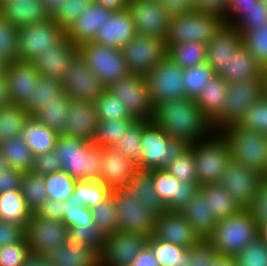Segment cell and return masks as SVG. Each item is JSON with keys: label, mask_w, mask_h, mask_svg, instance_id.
I'll return each instance as SVG.
<instances>
[{"label": "cell", "mask_w": 267, "mask_h": 266, "mask_svg": "<svg viewBox=\"0 0 267 266\" xmlns=\"http://www.w3.org/2000/svg\"><path fill=\"white\" fill-rule=\"evenodd\" d=\"M93 2L113 11H120L127 8L129 0H93Z\"/></svg>", "instance_id": "cell-72"}, {"label": "cell", "mask_w": 267, "mask_h": 266, "mask_svg": "<svg viewBox=\"0 0 267 266\" xmlns=\"http://www.w3.org/2000/svg\"><path fill=\"white\" fill-rule=\"evenodd\" d=\"M218 132L228 144L231 160L265 176L267 173L266 135L244 129L238 124L223 127Z\"/></svg>", "instance_id": "cell-4"}, {"label": "cell", "mask_w": 267, "mask_h": 266, "mask_svg": "<svg viewBox=\"0 0 267 266\" xmlns=\"http://www.w3.org/2000/svg\"><path fill=\"white\" fill-rule=\"evenodd\" d=\"M234 258L238 266H267V244L258 237Z\"/></svg>", "instance_id": "cell-57"}, {"label": "cell", "mask_w": 267, "mask_h": 266, "mask_svg": "<svg viewBox=\"0 0 267 266\" xmlns=\"http://www.w3.org/2000/svg\"><path fill=\"white\" fill-rule=\"evenodd\" d=\"M47 257L53 266H100L98 251L69 239Z\"/></svg>", "instance_id": "cell-31"}, {"label": "cell", "mask_w": 267, "mask_h": 266, "mask_svg": "<svg viewBox=\"0 0 267 266\" xmlns=\"http://www.w3.org/2000/svg\"><path fill=\"white\" fill-rule=\"evenodd\" d=\"M159 3L171 17L195 11L194 0H159Z\"/></svg>", "instance_id": "cell-70"}, {"label": "cell", "mask_w": 267, "mask_h": 266, "mask_svg": "<svg viewBox=\"0 0 267 266\" xmlns=\"http://www.w3.org/2000/svg\"><path fill=\"white\" fill-rule=\"evenodd\" d=\"M32 214L20 189L0 193V220L25 228Z\"/></svg>", "instance_id": "cell-37"}, {"label": "cell", "mask_w": 267, "mask_h": 266, "mask_svg": "<svg viewBox=\"0 0 267 266\" xmlns=\"http://www.w3.org/2000/svg\"><path fill=\"white\" fill-rule=\"evenodd\" d=\"M23 237L22 226L0 220V247L19 242Z\"/></svg>", "instance_id": "cell-69"}, {"label": "cell", "mask_w": 267, "mask_h": 266, "mask_svg": "<svg viewBox=\"0 0 267 266\" xmlns=\"http://www.w3.org/2000/svg\"><path fill=\"white\" fill-rule=\"evenodd\" d=\"M180 182L198 183L193 150L188 146L166 168Z\"/></svg>", "instance_id": "cell-54"}, {"label": "cell", "mask_w": 267, "mask_h": 266, "mask_svg": "<svg viewBox=\"0 0 267 266\" xmlns=\"http://www.w3.org/2000/svg\"><path fill=\"white\" fill-rule=\"evenodd\" d=\"M0 152L9 167L23 172H31L34 154L21 135L0 142Z\"/></svg>", "instance_id": "cell-38"}, {"label": "cell", "mask_w": 267, "mask_h": 266, "mask_svg": "<svg viewBox=\"0 0 267 266\" xmlns=\"http://www.w3.org/2000/svg\"><path fill=\"white\" fill-rule=\"evenodd\" d=\"M210 266H238L235 258L217 256Z\"/></svg>", "instance_id": "cell-75"}, {"label": "cell", "mask_w": 267, "mask_h": 266, "mask_svg": "<svg viewBox=\"0 0 267 266\" xmlns=\"http://www.w3.org/2000/svg\"><path fill=\"white\" fill-rule=\"evenodd\" d=\"M152 237L188 249L200 240L192 226L176 211H164L156 215Z\"/></svg>", "instance_id": "cell-23"}, {"label": "cell", "mask_w": 267, "mask_h": 266, "mask_svg": "<svg viewBox=\"0 0 267 266\" xmlns=\"http://www.w3.org/2000/svg\"><path fill=\"white\" fill-rule=\"evenodd\" d=\"M130 266H160L151 248L146 244Z\"/></svg>", "instance_id": "cell-71"}, {"label": "cell", "mask_w": 267, "mask_h": 266, "mask_svg": "<svg viewBox=\"0 0 267 266\" xmlns=\"http://www.w3.org/2000/svg\"><path fill=\"white\" fill-rule=\"evenodd\" d=\"M190 266H210L218 254L207 239H200L189 248Z\"/></svg>", "instance_id": "cell-62"}, {"label": "cell", "mask_w": 267, "mask_h": 266, "mask_svg": "<svg viewBox=\"0 0 267 266\" xmlns=\"http://www.w3.org/2000/svg\"><path fill=\"white\" fill-rule=\"evenodd\" d=\"M110 195L117 207L119 230L151 237L156 214L137 200L127 188L111 189Z\"/></svg>", "instance_id": "cell-10"}, {"label": "cell", "mask_w": 267, "mask_h": 266, "mask_svg": "<svg viewBox=\"0 0 267 266\" xmlns=\"http://www.w3.org/2000/svg\"><path fill=\"white\" fill-rule=\"evenodd\" d=\"M23 266H53L49 258L44 255L30 254Z\"/></svg>", "instance_id": "cell-74"}, {"label": "cell", "mask_w": 267, "mask_h": 266, "mask_svg": "<svg viewBox=\"0 0 267 266\" xmlns=\"http://www.w3.org/2000/svg\"><path fill=\"white\" fill-rule=\"evenodd\" d=\"M20 190L32 212L48 198L43 176L33 172L24 173Z\"/></svg>", "instance_id": "cell-47"}, {"label": "cell", "mask_w": 267, "mask_h": 266, "mask_svg": "<svg viewBox=\"0 0 267 266\" xmlns=\"http://www.w3.org/2000/svg\"><path fill=\"white\" fill-rule=\"evenodd\" d=\"M10 99L8 95V83L5 73L0 74V108L8 106Z\"/></svg>", "instance_id": "cell-73"}, {"label": "cell", "mask_w": 267, "mask_h": 266, "mask_svg": "<svg viewBox=\"0 0 267 266\" xmlns=\"http://www.w3.org/2000/svg\"><path fill=\"white\" fill-rule=\"evenodd\" d=\"M149 120H136L125 131L120 141L115 145L122 155L131 159L135 164L141 160L142 148L141 137L143 128L149 123Z\"/></svg>", "instance_id": "cell-45"}, {"label": "cell", "mask_w": 267, "mask_h": 266, "mask_svg": "<svg viewBox=\"0 0 267 266\" xmlns=\"http://www.w3.org/2000/svg\"><path fill=\"white\" fill-rule=\"evenodd\" d=\"M65 205L66 211L63 222L68 228L93 222V214L91 209L87 207L76 206L70 198L65 200Z\"/></svg>", "instance_id": "cell-64"}, {"label": "cell", "mask_w": 267, "mask_h": 266, "mask_svg": "<svg viewBox=\"0 0 267 266\" xmlns=\"http://www.w3.org/2000/svg\"><path fill=\"white\" fill-rule=\"evenodd\" d=\"M129 73L145 76L168 53L165 40L137 34L122 49Z\"/></svg>", "instance_id": "cell-13"}, {"label": "cell", "mask_w": 267, "mask_h": 266, "mask_svg": "<svg viewBox=\"0 0 267 266\" xmlns=\"http://www.w3.org/2000/svg\"><path fill=\"white\" fill-rule=\"evenodd\" d=\"M238 125L267 136V94L247 108Z\"/></svg>", "instance_id": "cell-52"}, {"label": "cell", "mask_w": 267, "mask_h": 266, "mask_svg": "<svg viewBox=\"0 0 267 266\" xmlns=\"http://www.w3.org/2000/svg\"><path fill=\"white\" fill-rule=\"evenodd\" d=\"M78 49L90 70L95 73L105 88L130 74L121 49L96 42L83 43Z\"/></svg>", "instance_id": "cell-9"}, {"label": "cell", "mask_w": 267, "mask_h": 266, "mask_svg": "<svg viewBox=\"0 0 267 266\" xmlns=\"http://www.w3.org/2000/svg\"><path fill=\"white\" fill-rule=\"evenodd\" d=\"M59 133L39 123L33 116L24 124L21 136L34 155L54 150Z\"/></svg>", "instance_id": "cell-36"}, {"label": "cell", "mask_w": 267, "mask_h": 266, "mask_svg": "<svg viewBox=\"0 0 267 266\" xmlns=\"http://www.w3.org/2000/svg\"><path fill=\"white\" fill-rule=\"evenodd\" d=\"M259 237L267 244V223L259 227Z\"/></svg>", "instance_id": "cell-78"}, {"label": "cell", "mask_w": 267, "mask_h": 266, "mask_svg": "<svg viewBox=\"0 0 267 266\" xmlns=\"http://www.w3.org/2000/svg\"><path fill=\"white\" fill-rule=\"evenodd\" d=\"M223 25L220 17L199 11L172 16L165 39L167 50L177 43L192 41L207 45Z\"/></svg>", "instance_id": "cell-7"}, {"label": "cell", "mask_w": 267, "mask_h": 266, "mask_svg": "<svg viewBox=\"0 0 267 266\" xmlns=\"http://www.w3.org/2000/svg\"><path fill=\"white\" fill-rule=\"evenodd\" d=\"M264 94L263 76L229 83L223 109L212 121L215 131L218 132L223 127L238 124L247 108Z\"/></svg>", "instance_id": "cell-8"}, {"label": "cell", "mask_w": 267, "mask_h": 266, "mask_svg": "<svg viewBox=\"0 0 267 266\" xmlns=\"http://www.w3.org/2000/svg\"><path fill=\"white\" fill-rule=\"evenodd\" d=\"M62 171L61 160L54 150L34 155V163L31 172L36 175H47Z\"/></svg>", "instance_id": "cell-63"}, {"label": "cell", "mask_w": 267, "mask_h": 266, "mask_svg": "<svg viewBox=\"0 0 267 266\" xmlns=\"http://www.w3.org/2000/svg\"><path fill=\"white\" fill-rule=\"evenodd\" d=\"M229 83L216 74L197 97L196 104L212 122L222 111Z\"/></svg>", "instance_id": "cell-35"}, {"label": "cell", "mask_w": 267, "mask_h": 266, "mask_svg": "<svg viewBox=\"0 0 267 266\" xmlns=\"http://www.w3.org/2000/svg\"><path fill=\"white\" fill-rule=\"evenodd\" d=\"M106 89L122 101L131 117L153 121L155 106L144 76L130 73Z\"/></svg>", "instance_id": "cell-11"}, {"label": "cell", "mask_w": 267, "mask_h": 266, "mask_svg": "<svg viewBox=\"0 0 267 266\" xmlns=\"http://www.w3.org/2000/svg\"><path fill=\"white\" fill-rule=\"evenodd\" d=\"M47 197L56 201H65L72 196L77 179L64 171H58L43 176Z\"/></svg>", "instance_id": "cell-46"}, {"label": "cell", "mask_w": 267, "mask_h": 266, "mask_svg": "<svg viewBox=\"0 0 267 266\" xmlns=\"http://www.w3.org/2000/svg\"><path fill=\"white\" fill-rule=\"evenodd\" d=\"M17 35L18 28L0 14V57L6 63L19 59Z\"/></svg>", "instance_id": "cell-55"}, {"label": "cell", "mask_w": 267, "mask_h": 266, "mask_svg": "<svg viewBox=\"0 0 267 266\" xmlns=\"http://www.w3.org/2000/svg\"><path fill=\"white\" fill-rule=\"evenodd\" d=\"M127 189L132 192L137 200L142 201L144 206L156 215L166 211L165 206L155 191L152 170L137 168Z\"/></svg>", "instance_id": "cell-33"}, {"label": "cell", "mask_w": 267, "mask_h": 266, "mask_svg": "<svg viewBox=\"0 0 267 266\" xmlns=\"http://www.w3.org/2000/svg\"><path fill=\"white\" fill-rule=\"evenodd\" d=\"M242 44L262 67L267 64V24L246 31L242 35Z\"/></svg>", "instance_id": "cell-53"}, {"label": "cell", "mask_w": 267, "mask_h": 266, "mask_svg": "<svg viewBox=\"0 0 267 266\" xmlns=\"http://www.w3.org/2000/svg\"><path fill=\"white\" fill-rule=\"evenodd\" d=\"M65 29L52 18L39 24L18 28L17 48L19 60L33 61L51 46H58L64 39Z\"/></svg>", "instance_id": "cell-12"}, {"label": "cell", "mask_w": 267, "mask_h": 266, "mask_svg": "<svg viewBox=\"0 0 267 266\" xmlns=\"http://www.w3.org/2000/svg\"><path fill=\"white\" fill-rule=\"evenodd\" d=\"M78 53V46L66 37L58 46H51V50L42 52L32 62L41 76L60 80L63 72Z\"/></svg>", "instance_id": "cell-28"}, {"label": "cell", "mask_w": 267, "mask_h": 266, "mask_svg": "<svg viewBox=\"0 0 267 266\" xmlns=\"http://www.w3.org/2000/svg\"><path fill=\"white\" fill-rule=\"evenodd\" d=\"M30 254L24 236L19 242L0 247V266H23Z\"/></svg>", "instance_id": "cell-59"}, {"label": "cell", "mask_w": 267, "mask_h": 266, "mask_svg": "<svg viewBox=\"0 0 267 266\" xmlns=\"http://www.w3.org/2000/svg\"><path fill=\"white\" fill-rule=\"evenodd\" d=\"M105 236L94 222L68 228V239L70 241L81 243L99 253L103 249Z\"/></svg>", "instance_id": "cell-49"}, {"label": "cell", "mask_w": 267, "mask_h": 266, "mask_svg": "<svg viewBox=\"0 0 267 266\" xmlns=\"http://www.w3.org/2000/svg\"><path fill=\"white\" fill-rule=\"evenodd\" d=\"M147 245L151 248L160 266H175L188 249L152 236L148 238Z\"/></svg>", "instance_id": "cell-56"}, {"label": "cell", "mask_w": 267, "mask_h": 266, "mask_svg": "<svg viewBox=\"0 0 267 266\" xmlns=\"http://www.w3.org/2000/svg\"><path fill=\"white\" fill-rule=\"evenodd\" d=\"M154 188L166 211L180 212L199 191L198 183L180 182L166 169H152Z\"/></svg>", "instance_id": "cell-20"}, {"label": "cell", "mask_w": 267, "mask_h": 266, "mask_svg": "<svg viewBox=\"0 0 267 266\" xmlns=\"http://www.w3.org/2000/svg\"><path fill=\"white\" fill-rule=\"evenodd\" d=\"M0 14L16 28L39 24L51 18V14L40 0L0 1Z\"/></svg>", "instance_id": "cell-29"}, {"label": "cell", "mask_w": 267, "mask_h": 266, "mask_svg": "<svg viewBox=\"0 0 267 266\" xmlns=\"http://www.w3.org/2000/svg\"><path fill=\"white\" fill-rule=\"evenodd\" d=\"M137 32L129 10L113 11L104 25L99 28L93 42L107 47L122 49Z\"/></svg>", "instance_id": "cell-26"}, {"label": "cell", "mask_w": 267, "mask_h": 266, "mask_svg": "<svg viewBox=\"0 0 267 266\" xmlns=\"http://www.w3.org/2000/svg\"><path fill=\"white\" fill-rule=\"evenodd\" d=\"M183 70L166 56L144 77L154 106L167 101L185 97Z\"/></svg>", "instance_id": "cell-14"}, {"label": "cell", "mask_w": 267, "mask_h": 266, "mask_svg": "<svg viewBox=\"0 0 267 266\" xmlns=\"http://www.w3.org/2000/svg\"><path fill=\"white\" fill-rule=\"evenodd\" d=\"M110 195V189L101 181L77 180L70 197L76 206L92 209Z\"/></svg>", "instance_id": "cell-41"}, {"label": "cell", "mask_w": 267, "mask_h": 266, "mask_svg": "<svg viewBox=\"0 0 267 266\" xmlns=\"http://www.w3.org/2000/svg\"><path fill=\"white\" fill-rule=\"evenodd\" d=\"M8 164L6 160L4 159L3 155L0 152V173L5 171L8 168Z\"/></svg>", "instance_id": "cell-80"}, {"label": "cell", "mask_w": 267, "mask_h": 266, "mask_svg": "<svg viewBox=\"0 0 267 266\" xmlns=\"http://www.w3.org/2000/svg\"><path fill=\"white\" fill-rule=\"evenodd\" d=\"M188 146L182 140L171 139L161 127L150 121L142 131V154L137 168L166 169Z\"/></svg>", "instance_id": "cell-5"}, {"label": "cell", "mask_w": 267, "mask_h": 266, "mask_svg": "<svg viewBox=\"0 0 267 266\" xmlns=\"http://www.w3.org/2000/svg\"><path fill=\"white\" fill-rule=\"evenodd\" d=\"M93 222L105 234L110 235L119 230L117 207L109 195L104 201L91 209Z\"/></svg>", "instance_id": "cell-48"}, {"label": "cell", "mask_w": 267, "mask_h": 266, "mask_svg": "<svg viewBox=\"0 0 267 266\" xmlns=\"http://www.w3.org/2000/svg\"><path fill=\"white\" fill-rule=\"evenodd\" d=\"M70 102H50L45 104L33 117L44 126L62 132V127L68 116V107Z\"/></svg>", "instance_id": "cell-50"}, {"label": "cell", "mask_w": 267, "mask_h": 266, "mask_svg": "<svg viewBox=\"0 0 267 266\" xmlns=\"http://www.w3.org/2000/svg\"><path fill=\"white\" fill-rule=\"evenodd\" d=\"M60 82L70 100L95 102L106 89L95 73L90 70L80 53L63 72Z\"/></svg>", "instance_id": "cell-15"}, {"label": "cell", "mask_w": 267, "mask_h": 266, "mask_svg": "<svg viewBox=\"0 0 267 266\" xmlns=\"http://www.w3.org/2000/svg\"><path fill=\"white\" fill-rule=\"evenodd\" d=\"M262 71V65H260L249 50L242 45L234 55L230 57L226 66H223L217 74L226 82L233 83L263 76Z\"/></svg>", "instance_id": "cell-32"}, {"label": "cell", "mask_w": 267, "mask_h": 266, "mask_svg": "<svg viewBox=\"0 0 267 266\" xmlns=\"http://www.w3.org/2000/svg\"><path fill=\"white\" fill-rule=\"evenodd\" d=\"M67 116L60 134L93 142L99 122L94 102L70 100Z\"/></svg>", "instance_id": "cell-22"}, {"label": "cell", "mask_w": 267, "mask_h": 266, "mask_svg": "<svg viewBox=\"0 0 267 266\" xmlns=\"http://www.w3.org/2000/svg\"><path fill=\"white\" fill-rule=\"evenodd\" d=\"M54 152L61 160L62 171L77 180H100L102 148L85 140L58 135Z\"/></svg>", "instance_id": "cell-2"}, {"label": "cell", "mask_w": 267, "mask_h": 266, "mask_svg": "<svg viewBox=\"0 0 267 266\" xmlns=\"http://www.w3.org/2000/svg\"><path fill=\"white\" fill-rule=\"evenodd\" d=\"M135 121L134 118L99 121L93 144L101 148H114Z\"/></svg>", "instance_id": "cell-43"}, {"label": "cell", "mask_w": 267, "mask_h": 266, "mask_svg": "<svg viewBox=\"0 0 267 266\" xmlns=\"http://www.w3.org/2000/svg\"><path fill=\"white\" fill-rule=\"evenodd\" d=\"M25 172L8 167L0 173V193L19 190Z\"/></svg>", "instance_id": "cell-68"}, {"label": "cell", "mask_w": 267, "mask_h": 266, "mask_svg": "<svg viewBox=\"0 0 267 266\" xmlns=\"http://www.w3.org/2000/svg\"><path fill=\"white\" fill-rule=\"evenodd\" d=\"M189 147L193 150L199 186L217 184L228 163L231 153L225 139L219 132L203 141L195 142Z\"/></svg>", "instance_id": "cell-6"}, {"label": "cell", "mask_w": 267, "mask_h": 266, "mask_svg": "<svg viewBox=\"0 0 267 266\" xmlns=\"http://www.w3.org/2000/svg\"><path fill=\"white\" fill-rule=\"evenodd\" d=\"M24 236L31 254L49 255L68 240V227L64 222L31 215Z\"/></svg>", "instance_id": "cell-16"}, {"label": "cell", "mask_w": 267, "mask_h": 266, "mask_svg": "<svg viewBox=\"0 0 267 266\" xmlns=\"http://www.w3.org/2000/svg\"><path fill=\"white\" fill-rule=\"evenodd\" d=\"M40 1L50 14L55 12L58 9V7H60L66 2V0H40Z\"/></svg>", "instance_id": "cell-76"}, {"label": "cell", "mask_w": 267, "mask_h": 266, "mask_svg": "<svg viewBox=\"0 0 267 266\" xmlns=\"http://www.w3.org/2000/svg\"><path fill=\"white\" fill-rule=\"evenodd\" d=\"M94 105L99 121L133 118L129 115L127 108L123 107L122 101L107 89L96 99Z\"/></svg>", "instance_id": "cell-51"}, {"label": "cell", "mask_w": 267, "mask_h": 266, "mask_svg": "<svg viewBox=\"0 0 267 266\" xmlns=\"http://www.w3.org/2000/svg\"><path fill=\"white\" fill-rule=\"evenodd\" d=\"M65 211V201L61 202L47 198L34 213L42 218L63 222Z\"/></svg>", "instance_id": "cell-66"}, {"label": "cell", "mask_w": 267, "mask_h": 266, "mask_svg": "<svg viewBox=\"0 0 267 266\" xmlns=\"http://www.w3.org/2000/svg\"><path fill=\"white\" fill-rule=\"evenodd\" d=\"M257 0H228L226 17L223 20L227 26H236L246 15Z\"/></svg>", "instance_id": "cell-65"}, {"label": "cell", "mask_w": 267, "mask_h": 266, "mask_svg": "<svg viewBox=\"0 0 267 266\" xmlns=\"http://www.w3.org/2000/svg\"><path fill=\"white\" fill-rule=\"evenodd\" d=\"M127 9L137 34L166 39L171 16L159 0H129Z\"/></svg>", "instance_id": "cell-17"}, {"label": "cell", "mask_w": 267, "mask_h": 266, "mask_svg": "<svg viewBox=\"0 0 267 266\" xmlns=\"http://www.w3.org/2000/svg\"><path fill=\"white\" fill-rule=\"evenodd\" d=\"M199 190L208 198L211 213L217 220L225 219L242 208L220 184H206Z\"/></svg>", "instance_id": "cell-39"}, {"label": "cell", "mask_w": 267, "mask_h": 266, "mask_svg": "<svg viewBox=\"0 0 267 266\" xmlns=\"http://www.w3.org/2000/svg\"><path fill=\"white\" fill-rule=\"evenodd\" d=\"M148 238L122 230L106 235L100 253V266H130L147 244Z\"/></svg>", "instance_id": "cell-18"}, {"label": "cell", "mask_w": 267, "mask_h": 266, "mask_svg": "<svg viewBox=\"0 0 267 266\" xmlns=\"http://www.w3.org/2000/svg\"><path fill=\"white\" fill-rule=\"evenodd\" d=\"M34 96L22 106L30 116H33L45 104L50 102H70L69 96L64 92L59 79L50 76H41L38 86L35 87Z\"/></svg>", "instance_id": "cell-34"}, {"label": "cell", "mask_w": 267, "mask_h": 266, "mask_svg": "<svg viewBox=\"0 0 267 266\" xmlns=\"http://www.w3.org/2000/svg\"><path fill=\"white\" fill-rule=\"evenodd\" d=\"M93 0H66L51 14V18L64 29L68 27L80 15L82 10L86 9Z\"/></svg>", "instance_id": "cell-58"}, {"label": "cell", "mask_w": 267, "mask_h": 266, "mask_svg": "<svg viewBox=\"0 0 267 266\" xmlns=\"http://www.w3.org/2000/svg\"><path fill=\"white\" fill-rule=\"evenodd\" d=\"M137 165L115 148H102L100 180L110 190L127 188Z\"/></svg>", "instance_id": "cell-25"}, {"label": "cell", "mask_w": 267, "mask_h": 266, "mask_svg": "<svg viewBox=\"0 0 267 266\" xmlns=\"http://www.w3.org/2000/svg\"><path fill=\"white\" fill-rule=\"evenodd\" d=\"M195 11L204 14H213L221 19L226 17L228 0H194Z\"/></svg>", "instance_id": "cell-67"}, {"label": "cell", "mask_w": 267, "mask_h": 266, "mask_svg": "<svg viewBox=\"0 0 267 266\" xmlns=\"http://www.w3.org/2000/svg\"><path fill=\"white\" fill-rule=\"evenodd\" d=\"M264 176L243 164L231 160L219 183L242 209H247L255 197Z\"/></svg>", "instance_id": "cell-19"}, {"label": "cell", "mask_w": 267, "mask_h": 266, "mask_svg": "<svg viewBox=\"0 0 267 266\" xmlns=\"http://www.w3.org/2000/svg\"><path fill=\"white\" fill-rule=\"evenodd\" d=\"M5 75L10 104L23 106L36 92L41 75L32 61L16 60L7 63Z\"/></svg>", "instance_id": "cell-21"}, {"label": "cell", "mask_w": 267, "mask_h": 266, "mask_svg": "<svg viewBox=\"0 0 267 266\" xmlns=\"http://www.w3.org/2000/svg\"><path fill=\"white\" fill-rule=\"evenodd\" d=\"M153 121L171 139L182 140L187 145L206 140L216 132L196 101L187 97L156 105Z\"/></svg>", "instance_id": "cell-1"}, {"label": "cell", "mask_w": 267, "mask_h": 266, "mask_svg": "<svg viewBox=\"0 0 267 266\" xmlns=\"http://www.w3.org/2000/svg\"><path fill=\"white\" fill-rule=\"evenodd\" d=\"M30 115L20 105L9 104L0 108V142L20 136Z\"/></svg>", "instance_id": "cell-42"}, {"label": "cell", "mask_w": 267, "mask_h": 266, "mask_svg": "<svg viewBox=\"0 0 267 266\" xmlns=\"http://www.w3.org/2000/svg\"><path fill=\"white\" fill-rule=\"evenodd\" d=\"M247 209L259 227L267 223V178L258 185L255 197Z\"/></svg>", "instance_id": "cell-61"}, {"label": "cell", "mask_w": 267, "mask_h": 266, "mask_svg": "<svg viewBox=\"0 0 267 266\" xmlns=\"http://www.w3.org/2000/svg\"><path fill=\"white\" fill-rule=\"evenodd\" d=\"M263 84H264V92L267 94V64L263 66Z\"/></svg>", "instance_id": "cell-79"}, {"label": "cell", "mask_w": 267, "mask_h": 266, "mask_svg": "<svg viewBox=\"0 0 267 266\" xmlns=\"http://www.w3.org/2000/svg\"><path fill=\"white\" fill-rule=\"evenodd\" d=\"M242 45L237 28L224 24L207 44V63L217 74Z\"/></svg>", "instance_id": "cell-27"}, {"label": "cell", "mask_w": 267, "mask_h": 266, "mask_svg": "<svg viewBox=\"0 0 267 266\" xmlns=\"http://www.w3.org/2000/svg\"><path fill=\"white\" fill-rule=\"evenodd\" d=\"M180 213L200 239H207L213 233L218 222L210 211L208 198L200 190Z\"/></svg>", "instance_id": "cell-30"}, {"label": "cell", "mask_w": 267, "mask_h": 266, "mask_svg": "<svg viewBox=\"0 0 267 266\" xmlns=\"http://www.w3.org/2000/svg\"><path fill=\"white\" fill-rule=\"evenodd\" d=\"M259 237V226L248 209L218 220L207 238L218 256L234 258L250 242Z\"/></svg>", "instance_id": "cell-3"}, {"label": "cell", "mask_w": 267, "mask_h": 266, "mask_svg": "<svg viewBox=\"0 0 267 266\" xmlns=\"http://www.w3.org/2000/svg\"><path fill=\"white\" fill-rule=\"evenodd\" d=\"M267 24V4L257 0L246 15L235 27L243 35L246 31L254 30L258 25Z\"/></svg>", "instance_id": "cell-60"}, {"label": "cell", "mask_w": 267, "mask_h": 266, "mask_svg": "<svg viewBox=\"0 0 267 266\" xmlns=\"http://www.w3.org/2000/svg\"><path fill=\"white\" fill-rule=\"evenodd\" d=\"M216 75L214 69L207 63L183 70V88L185 97L196 100L202 89Z\"/></svg>", "instance_id": "cell-44"}, {"label": "cell", "mask_w": 267, "mask_h": 266, "mask_svg": "<svg viewBox=\"0 0 267 266\" xmlns=\"http://www.w3.org/2000/svg\"><path fill=\"white\" fill-rule=\"evenodd\" d=\"M190 256L189 249H187L183 254L179 262L175 266H190Z\"/></svg>", "instance_id": "cell-77"}, {"label": "cell", "mask_w": 267, "mask_h": 266, "mask_svg": "<svg viewBox=\"0 0 267 266\" xmlns=\"http://www.w3.org/2000/svg\"><path fill=\"white\" fill-rule=\"evenodd\" d=\"M206 52V44L192 41L172 45L168 49L167 56L177 63L182 69H185L207 62Z\"/></svg>", "instance_id": "cell-40"}, {"label": "cell", "mask_w": 267, "mask_h": 266, "mask_svg": "<svg viewBox=\"0 0 267 266\" xmlns=\"http://www.w3.org/2000/svg\"><path fill=\"white\" fill-rule=\"evenodd\" d=\"M113 13L112 9L92 2L80 15L65 29V36L76 46L93 42L96 33L104 22Z\"/></svg>", "instance_id": "cell-24"}]
</instances>
